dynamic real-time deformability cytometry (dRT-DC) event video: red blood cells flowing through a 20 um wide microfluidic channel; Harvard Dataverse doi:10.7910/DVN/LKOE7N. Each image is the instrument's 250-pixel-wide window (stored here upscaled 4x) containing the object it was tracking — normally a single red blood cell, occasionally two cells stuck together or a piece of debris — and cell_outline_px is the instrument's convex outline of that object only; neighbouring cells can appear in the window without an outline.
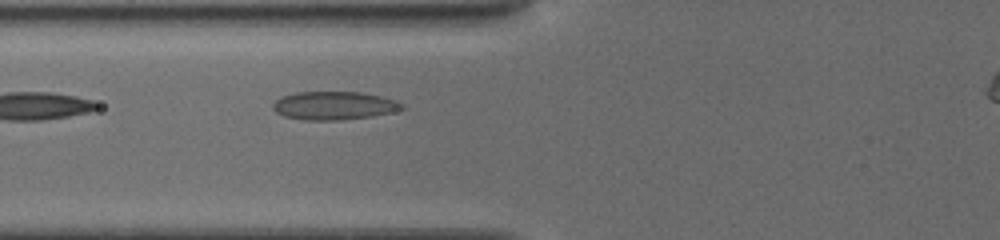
{"species": "common noctule bat (a hibernating species)", "species_latin": "Nyctalus noctula", "temperature_condition": "cold", "stored_images_in_passage": 5, "camera_frame_rate_fps": 3000, "um_per_image_px": 0.085, "animal": {"sex": "female", "body_mass_g": 19.5, "forearm_length_mm": 54.1}, "frame": {"image": 1, "passage_image": 5, "time_ms": 2.0, "image_size_px": [1000, 240], "cell_outline_px": [[404, 108], [372, 116], [340, 120], [304, 120], [284, 116], [276, 112], [272, 108], [272, 104], [280, 96], [296, 92], [360, 92], [380, 96], [396, 100], [404, 104]], "centroid_in_image_um": [28.35, 8.97], "position_along_channel_um": 97.5, "area_um2": 21.21}}